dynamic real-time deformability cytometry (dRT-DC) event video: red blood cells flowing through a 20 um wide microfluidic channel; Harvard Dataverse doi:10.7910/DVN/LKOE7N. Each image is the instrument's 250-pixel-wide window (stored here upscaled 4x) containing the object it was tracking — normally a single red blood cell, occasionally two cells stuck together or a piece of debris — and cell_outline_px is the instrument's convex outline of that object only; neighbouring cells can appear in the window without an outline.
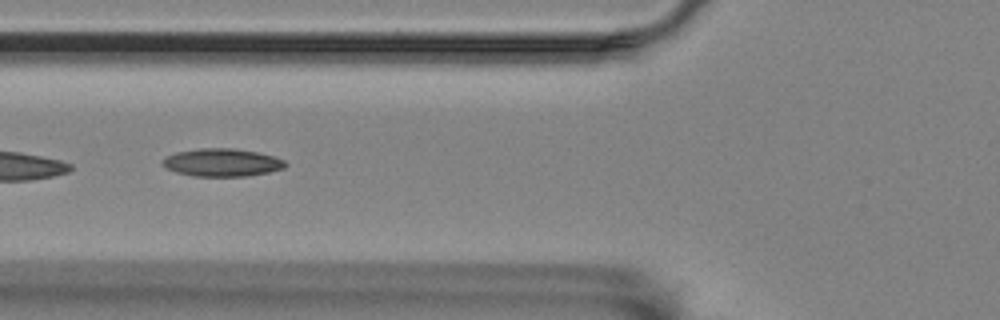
{"species": "Egyptian fruit bat (a non-hibernating species)", "species_latin": "Rousettus aegyptiacus", "temperature_condition": "room temperature", "stored_images_in_passage": 7, "camera_frame_rate_fps": 3000, "um_per_image_px": 0.085, "animal": {"sex": "female"}, "frame": {"image": 1, "passage_image": 5, "time_ms": 4.333, "image_size_px": [1000, 320], "cell_outline_px": [[288, 164], [284, 168], [268, 172], [248, 176], [192, 176], [176, 172], [160, 164], [160, 160], [176, 152], [200, 148], [232, 148], [256, 152], [272, 156], [284, 160]], "centroid_in_image_um": [18.85, 13.81], "position_along_channel_um": 107.0, "area_um2": 19.88}}
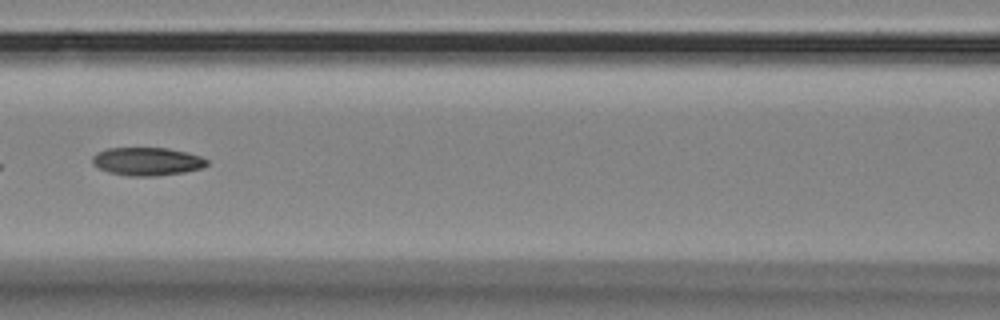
{"frame": {"image": 2, "passage_image": 6, "time_ms": 5.667, "image_size_px": [1000, 320], "cell_outline_px": [[208, 164], [204, 168], [184, 172], [156, 176], [128, 176], [108, 172], [92, 164], [92, 156], [96, 152], [108, 148], [168, 148], [188, 152], [200, 156], [208, 160]], "centroid_in_image_um": [12.51, 13.72], "position_along_channel_um": 154.1, "area_um2": 18.96}}
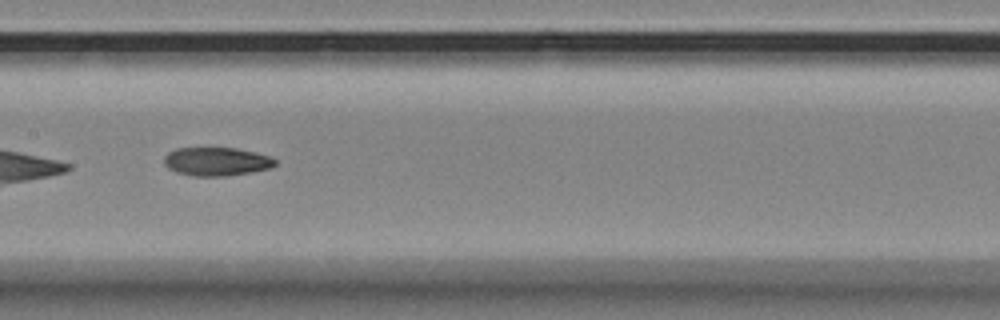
{"frame": {"image": 3, "passage_image": 7, "time_ms": 6.667, "image_size_px": [1000, 320], "cell_outline_px": [[276, 164], [272, 168], [252, 172], [228, 176], [192, 176], [176, 172], [168, 168], [164, 164], [164, 156], [168, 152], [176, 148], [236, 148], [256, 152], [268, 156], [276, 160]], "centroid_in_image_um": [18.4, 13.73], "position_along_channel_um": 189.0, "area_um2": 18.61}}